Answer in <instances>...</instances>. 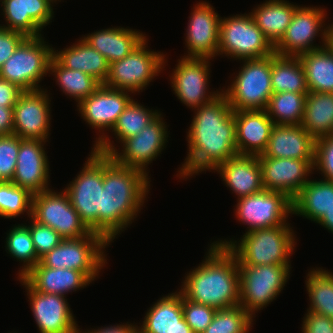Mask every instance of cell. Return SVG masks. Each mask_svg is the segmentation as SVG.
<instances>
[{
	"label": "cell",
	"mask_w": 333,
	"mask_h": 333,
	"mask_svg": "<svg viewBox=\"0 0 333 333\" xmlns=\"http://www.w3.org/2000/svg\"><path fill=\"white\" fill-rule=\"evenodd\" d=\"M187 141L188 154L176 175L183 180L202 171H213L238 155L234 111L222 93L210 103L194 109Z\"/></svg>",
	"instance_id": "6da1fadb"
},
{
	"label": "cell",
	"mask_w": 333,
	"mask_h": 333,
	"mask_svg": "<svg viewBox=\"0 0 333 333\" xmlns=\"http://www.w3.org/2000/svg\"><path fill=\"white\" fill-rule=\"evenodd\" d=\"M145 172L116 163L103 154V190L98 213V233L110 243L138 217L149 194ZM147 196V197H146Z\"/></svg>",
	"instance_id": "7a4b0ae2"
},
{
	"label": "cell",
	"mask_w": 333,
	"mask_h": 333,
	"mask_svg": "<svg viewBox=\"0 0 333 333\" xmlns=\"http://www.w3.org/2000/svg\"><path fill=\"white\" fill-rule=\"evenodd\" d=\"M205 259L189 273L178 289L187 299L217 310L239 305L240 275L236 256L211 243Z\"/></svg>",
	"instance_id": "3957f363"
},
{
	"label": "cell",
	"mask_w": 333,
	"mask_h": 333,
	"mask_svg": "<svg viewBox=\"0 0 333 333\" xmlns=\"http://www.w3.org/2000/svg\"><path fill=\"white\" fill-rule=\"evenodd\" d=\"M294 234L287 222L245 232L239 241L224 239L213 243L227 247L236 256L238 265H291L290 256L297 244Z\"/></svg>",
	"instance_id": "277c9868"
},
{
	"label": "cell",
	"mask_w": 333,
	"mask_h": 333,
	"mask_svg": "<svg viewBox=\"0 0 333 333\" xmlns=\"http://www.w3.org/2000/svg\"><path fill=\"white\" fill-rule=\"evenodd\" d=\"M231 85L221 89L233 111L265 110L273 94L271 82L272 55L242 60Z\"/></svg>",
	"instance_id": "5b68a950"
},
{
	"label": "cell",
	"mask_w": 333,
	"mask_h": 333,
	"mask_svg": "<svg viewBox=\"0 0 333 333\" xmlns=\"http://www.w3.org/2000/svg\"><path fill=\"white\" fill-rule=\"evenodd\" d=\"M110 242L101 234L91 231L79 238L63 239L58 246L40 259L48 268H68L83 272L94 282L107 264L104 249Z\"/></svg>",
	"instance_id": "8992f818"
},
{
	"label": "cell",
	"mask_w": 333,
	"mask_h": 333,
	"mask_svg": "<svg viewBox=\"0 0 333 333\" xmlns=\"http://www.w3.org/2000/svg\"><path fill=\"white\" fill-rule=\"evenodd\" d=\"M274 54V46L256 25L251 13L221 17L217 56L251 60Z\"/></svg>",
	"instance_id": "52a82bcc"
},
{
	"label": "cell",
	"mask_w": 333,
	"mask_h": 333,
	"mask_svg": "<svg viewBox=\"0 0 333 333\" xmlns=\"http://www.w3.org/2000/svg\"><path fill=\"white\" fill-rule=\"evenodd\" d=\"M44 40L43 35L26 37L1 67L0 78L17 85L23 91L43 89L39 83L49 73L54 49Z\"/></svg>",
	"instance_id": "ba28073f"
},
{
	"label": "cell",
	"mask_w": 333,
	"mask_h": 333,
	"mask_svg": "<svg viewBox=\"0 0 333 333\" xmlns=\"http://www.w3.org/2000/svg\"><path fill=\"white\" fill-rule=\"evenodd\" d=\"M147 37L123 59L109 64L106 87L140 93L163 71L167 63L161 51L149 50ZM166 60V61H165Z\"/></svg>",
	"instance_id": "9c48e42d"
},
{
	"label": "cell",
	"mask_w": 333,
	"mask_h": 333,
	"mask_svg": "<svg viewBox=\"0 0 333 333\" xmlns=\"http://www.w3.org/2000/svg\"><path fill=\"white\" fill-rule=\"evenodd\" d=\"M129 92L112 89L102 84L77 105L83 120L92 129H97L100 132L99 137L94 141L93 149L95 151L109 155L116 149L114 141L111 142L110 137L103 132L113 129L120 114L133 99Z\"/></svg>",
	"instance_id": "30bf717a"
},
{
	"label": "cell",
	"mask_w": 333,
	"mask_h": 333,
	"mask_svg": "<svg viewBox=\"0 0 333 333\" xmlns=\"http://www.w3.org/2000/svg\"><path fill=\"white\" fill-rule=\"evenodd\" d=\"M240 275L239 305L253 318L276 300L290 278L291 265H238Z\"/></svg>",
	"instance_id": "8fae6325"
},
{
	"label": "cell",
	"mask_w": 333,
	"mask_h": 333,
	"mask_svg": "<svg viewBox=\"0 0 333 333\" xmlns=\"http://www.w3.org/2000/svg\"><path fill=\"white\" fill-rule=\"evenodd\" d=\"M84 167L63 190L81 221L93 232L98 233V213L101 211L103 190V154L93 148Z\"/></svg>",
	"instance_id": "7c38bea8"
},
{
	"label": "cell",
	"mask_w": 333,
	"mask_h": 333,
	"mask_svg": "<svg viewBox=\"0 0 333 333\" xmlns=\"http://www.w3.org/2000/svg\"><path fill=\"white\" fill-rule=\"evenodd\" d=\"M326 10L318 6H298L285 34L274 46V53L281 56H299L320 49L329 43L330 25L326 24ZM320 31V32H319ZM321 36L322 45L314 44Z\"/></svg>",
	"instance_id": "4fadbf2b"
},
{
	"label": "cell",
	"mask_w": 333,
	"mask_h": 333,
	"mask_svg": "<svg viewBox=\"0 0 333 333\" xmlns=\"http://www.w3.org/2000/svg\"><path fill=\"white\" fill-rule=\"evenodd\" d=\"M35 221L55 230L63 239L79 238L91 231L81 221L67 193L49 189L32 196V216Z\"/></svg>",
	"instance_id": "5bb4252c"
},
{
	"label": "cell",
	"mask_w": 333,
	"mask_h": 333,
	"mask_svg": "<svg viewBox=\"0 0 333 333\" xmlns=\"http://www.w3.org/2000/svg\"><path fill=\"white\" fill-rule=\"evenodd\" d=\"M235 216L249 226L247 231L286 224L292 215V200L284 193L263 189L253 195L237 198Z\"/></svg>",
	"instance_id": "9a60e30c"
},
{
	"label": "cell",
	"mask_w": 333,
	"mask_h": 333,
	"mask_svg": "<svg viewBox=\"0 0 333 333\" xmlns=\"http://www.w3.org/2000/svg\"><path fill=\"white\" fill-rule=\"evenodd\" d=\"M211 60L180 57L173 68L170 76L172 91L182 104L192 110L210 103L222 93L221 87L219 91L209 92Z\"/></svg>",
	"instance_id": "2e32d148"
},
{
	"label": "cell",
	"mask_w": 333,
	"mask_h": 333,
	"mask_svg": "<svg viewBox=\"0 0 333 333\" xmlns=\"http://www.w3.org/2000/svg\"><path fill=\"white\" fill-rule=\"evenodd\" d=\"M160 113L136 136L121 142L122 149H114L109 156L118 164L139 169L146 174L151 164L166 148L168 128Z\"/></svg>",
	"instance_id": "e0dca14e"
},
{
	"label": "cell",
	"mask_w": 333,
	"mask_h": 333,
	"mask_svg": "<svg viewBox=\"0 0 333 333\" xmlns=\"http://www.w3.org/2000/svg\"><path fill=\"white\" fill-rule=\"evenodd\" d=\"M47 89L24 91L13 107V134L21 139L48 141L51 102Z\"/></svg>",
	"instance_id": "ac0fdd59"
},
{
	"label": "cell",
	"mask_w": 333,
	"mask_h": 333,
	"mask_svg": "<svg viewBox=\"0 0 333 333\" xmlns=\"http://www.w3.org/2000/svg\"><path fill=\"white\" fill-rule=\"evenodd\" d=\"M27 290L31 311L40 333H79L77 321L65 296L34 290L18 278Z\"/></svg>",
	"instance_id": "d6986e66"
},
{
	"label": "cell",
	"mask_w": 333,
	"mask_h": 333,
	"mask_svg": "<svg viewBox=\"0 0 333 333\" xmlns=\"http://www.w3.org/2000/svg\"><path fill=\"white\" fill-rule=\"evenodd\" d=\"M192 9L185 34L188 54L182 57L215 58L219 48L221 16L206 1H200Z\"/></svg>",
	"instance_id": "ffe728a7"
},
{
	"label": "cell",
	"mask_w": 333,
	"mask_h": 333,
	"mask_svg": "<svg viewBox=\"0 0 333 333\" xmlns=\"http://www.w3.org/2000/svg\"><path fill=\"white\" fill-rule=\"evenodd\" d=\"M262 169L263 188L284 193L291 200L309 181L314 161L291 158L258 157ZM313 171V172H312Z\"/></svg>",
	"instance_id": "44dd1931"
},
{
	"label": "cell",
	"mask_w": 333,
	"mask_h": 333,
	"mask_svg": "<svg viewBox=\"0 0 333 333\" xmlns=\"http://www.w3.org/2000/svg\"><path fill=\"white\" fill-rule=\"evenodd\" d=\"M48 141L20 138V149L12 183L31 195L49 190V161L44 144Z\"/></svg>",
	"instance_id": "7402d4cb"
},
{
	"label": "cell",
	"mask_w": 333,
	"mask_h": 333,
	"mask_svg": "<svg viewBox=\"0 0 333 333\" xmlns=\"http://www.w3.org/2000/svg\"><path fill=\"white\" fill-rule=\"evenodd\" d=\"M6 25L0 27L23 33L26 37L41 36V30L52 22L56 0H0Z\"/></svg>",
	"instance_id": "603a6c76"
},
{
	"label": "cell",
	"mask_w": 333,
	"mask_h": 333,
	"mask_svg": "<svg viewBox=\"0 0 333 333\" xmlns=\"http://www.w3.org/2000/svg\"><path fill=\"white\" fill-rule=\"evenodd\" d=\"M258 157L315 160V139L301 125L275 124L266 150Z\"/></svg>",
	"instance_id": "cb8c5ba5"
},
{
	"label": "cell",
	"mask_w": 333,
	"mask_h": 333,
	"mask_svg": "<svg viewBox=\"0 0 333 333\" xmlns=\"http://www.w3.org/2000/svg\"><path fill=\"white\" fill-rule=\"evenodd\" d=\"M239 155H261L275 125L265 110L234 111Z\"/></svg>",
	"instance_id": "d4e9b609"
},
{
	"label": "cell",
	"mask_w": 333,
	"mask_h": 333,
	"mask_svg": "<svg viewBox=\"0 0 333 333\" xmlns=\"http://www.w3.org/2000/svg\"><path fill=\"white\" fill-rule=\"evenodd\" d=\"M214 171L218 172L227 188L238 198L253 195L262 191V169L256 155H236L219 164Z\"/></svg>",
	"instance_id": "484cf974"
},
{
	"label": "cell",
	"mask_w": 333,
	"mask_h": 333,
	"mask_svg": "<svg viewBox=\"0 0 333 333\" xmlns=\"http://www.w3.org/2000/svg\"><path fill=\"white\" fill-rule=\"evenodd\" d=\"M138 326L141 333H193L183 317L182 293H168L157 300L145 313Z\"/></svg>",
	"instance_id": "4316f807"
},
{
	"label": "cell",
	"mask_w": 333,
	"mask_h": 333,
	"mask_svg": "<svg viewBox=\"0 0 333 333\" xmlns=\"http://www.w3.org/2000/svg\"><path fill=\"white\" fill-rule=\"evenodd\" d=\"M22 278L38 292L62 296L83 289L92 283L81 271L68 268H48L41 262Z\"/></svg>",
	"instance_id": "83f0119b"
},
{
	"label": "cell",
	"mask_w": 333,
	"mask_h": 333,
	"mask_svg": "<svg viewBox=\"0 0 333 333\" xmlns=\"http://www.w3.org/2000/svg\"><path fill=\"white\" fill-rule=\"evenodd\" d=\"M145 35L136 29L117 26L85 34L82 38L110 64L129 55L146 38Z\"/></svg>",
	"instance_id": "f1b7e54d"
},
{
	"label": "cell",
	"mask_w": 333,
	"mask_h": 333,
	"mask_svg": "<svg viewBox=\"0 0 333 333\" xmlns=\"http://www.w3.org/2000/svg\"><path fill=\"white\" fill-rule=\"evenodd\" d=\"M79 39L75 44L63 48V50L53 49V56L65 68L89 74L104 84L109 74V63L82 37Z\"/></svg>",
	"instance_id": "f546056e"
},
{
	"label": "cell",
	"mask_w": 333,
	"mask_h": 333,
	"mask_svg": "<svg viewBox=\"0 0 333 333\" xmlns=\"http://www.w3.org/2000/svg\"><path fill=\"white\" fill-rule=\"evenodd\" d=\"M333 207V182L310 179L292 200V215L317 222Z\"/></svg>",
	"instance_id": "4dcf8cb0"
},
{
	"label": "cell",
	"mask_w": 333,
	"mask_h": 333,
	"mask_svg": "<svg viewBox=\"0 0 333 333\" xmlns=\"http://www.w3.org/2000/svg\"><path fill=\"white\" fill-rule=\"evenodd\" d=\"M298 5L287 0H266L251 15L264 36L275 46L286 32Z\"/></svg>",
	"instance_id": "1f68e13d"
},
{
	"label": "cell",
	"mask_w": 333,
	"mask_h": 333,
	"mask_svg": "<svg viewBox=\"0 0 333 333\" xmlns=\"http://www.w3.org/2000/svg\"><path fill=\"white\" fill-rule=\"evenodd\" d=\"M300 125L315 140L333 135V93L309 92Z\"/></svg>",
	"instance_id": "d6a6232c"
},
{
	"label": "cell",
	"mask_w": 333,
	"mask_h": 333,
	"mask_svg": "<svg viewBox=\"0 0 333 333\" xmlns=\"http://www.w3.org/2000/svg\"><path fill=\"white\" fill-rule=\"evenodd\" d=\"M309 92L333 93V48L327 44L298 56Z\"/></svg>",
	"instance_id": "836d02e7"
},
{
	"label": "cell",
	"mask_w": 333,
	"mask_h": 333,
	"mask_svg": "<svg viewBox=\"0 0 333 333\" xmlns=\"http://www.w3.org/2000/svg\"><path fill=\"white\" fill-rule=\"evenodd\" d=\"M271 82L273 93H309L304 69L298 56L272 54Z\"/></svg>",
	"instance_id": "e575fe53"
},
{
	"label": "cell",
	"mask_w": 333,
	"mask_h": 333,
	"mask_svg": "<svg viewBox=\"0 0 333 333\" xmlns=\"http://www.w3.org/2000/svg\"><path fill=\"white\" fill-rule=\"evenodd\" d=\"M49 73L55 76L60 90L74 98L77 105L102 85L89 74L65 68L54 56L50 60Z\"/></svg>",
	"instance_id": "d590c367"
},
{
	"label": "cell",
	"mask_w": 333,
	"mask_h": 333,
	"mask_svg": "<svg viewBox=\"0 0 333 333\" xmlns=\"http://www.w3.org/2000/svg\"><path fill=\"white\" fill-rule=\"evenodd\" d=\"M305 283L310 300L307 311L333 320V273L320 267L310 269Z\"/></svg>",
	"instance_id": "8d00e7d4"
},
{
	"label": "cell",
	"mask_w": 333,
	"mask_h": 333,
	"mask_svg": "<svg viewBox=\"0 0 333 333\" xmlns=\"http://www.w3.org/2000/svg\"><path fill=\"white\" fill-rule=\"evenodd\" d=\"M308 93H273L265 109L274 124L300 125Z\"/></svg>",
	"instance_id": "74e56055"
},
{
	"label": "cell",
	"mask_w": 333,
	"mask_h": 333,
	"mask_svg": "<svg viewBox=\"0 0 333 333\" xmlns=\"http://www.w3.org/2000/svg\"><path fill=\"white\" fill-rule=\"evenodd\" d=\"M5 248L6 252L10 254L9 256L23 262L22 268H19L21 270L16 274L18 278L24 277L40 262L35 252L30 229L27 224H15L14 227L9 229Z\"/></svg>",
	"instance_id": "f35d334b"
},
{
	"label": "cell",
	"mask_w": 333,
	"mask_h": 333,
	"mask_svg": "<svg viewBox=\"0 0 333 333\" xmlns=\"http://www.w3.org/2000/svg\"><path fill=\"white\" fill-rule=\"evenodd\" d=\"M160 113L156 109L149 110L132 99L120 114L111 132L121 143L123 140L140 133Z\"/></svg>",
	"instance_id": "ab89813d"
},
{
	"label": "cell",
	"mask_w": 333,
	"mask_h": 333,
	"mask_svg": "<svg viewBox=\"0 0 333 333\" xmlns=\"http://www.w3.org/2000/svg\"><path fill=\"white\" fill-rule=\"evenodd\" d=\"M253 317L240 305L219 309L202 333H249Z\"/></svg>",
	"instance_id": "60d3db41"
},
{
	"label": "cell",
	"mask_w": 333,
	"mask_h": 333,
	"mask_svg": "<svg viewBox=\"0 0 333 333\" xmlns=\"http://www.w3.org/2000/svg\"><path fill=\"white\" fill-rule=\"evenodd\" d=\"M32 196L12 182H0V217L15 218L25 212L32 216Z\"/></svg>",
	"instance_id": "b9f144b4"
},
{
	"label": "cell",
	"mask_w": 333,
	"mask_h": 333,
	"mask_svg": "<svg viewBox=\"0 0 333 333\" xmlns=\"http://www.w3.org/2000/svg\"><path fill=\"white\" fill-rule=\"evenodd\" d=\"M183 317L193 333H202L212 322L217 309L193 302L182 294Z\"/></svg>",
	"instance_id": "7bdbcfd3"
},
{
	"label": "cell",
	"mask_w": 333,
	"mask_h": 333,
	"mask_svg": "<svg viewBox=\"0 0 333 333\" xmlns=\"http://www.w3.org/2000/svg\"><path fill=\"white\" fill-rule=\"evenodd\" d=\"M20 149V138L15 135L0 136V182H11Z\"/></svg>",
	"instance_id": "ee69618b"
},
{
	"label": "cell",
	"mask_w": 333,
	"mask_h": 333,
	"mask_svg": "<svg viewBox=\"0 0 333 333\" xmlns=\"http://www.w3.org/2000/svg\"><path fill=\"white\" fill-rule=\"evenodd\" d=\"M30 229L33 245L37 257L41 259L60 244L63 238L51 227L42 225L30 217Z\"/></svg>",
	"instance_id": "f6af8a7d"
},
{
	"label": "cell",
	"mask_w": 333,
	"mask_h": 333,
	"mask_svg": "<svg viewBox=\"0 0 333 333\" xmlns=\"http://www.w3.org/2000/svg\"><path fill=\"white\" fill-rule=\"evenodd\" d=\"M314 170L320 171L323 180L333 182V135L315 140Z\"/></svg>",
	"instance_id": "bcb514c9"
},
{
	"label": "cell",
	"mask_w": 333,
	"mask_h": 333,
	"mask_svg": "<svg viewBox=\"0 0 333 333\" xmlns=\"http://www.w3.org/2000/svg\"><path fill=\"white\" fill-rule=\"evenodd\" d=\"M25 38L21 32L0 27V69Z\"/></svg>",
	"instance_id": "7dc6e473"
},
{
	"label": "cell",
	"mask_w": 333,
	"mask_h": 333,
	"mask_svg": "<svg viewBox=\"0 0 333 333\" xmlns=\"http://www.w3.org/2000/svg\"><path fill=\"white\" fill-rule=\"evenodd\" d=\"M302 323V333H333V320L307 311Z\"/></svg>",
	"instance_id": "c3c4849f"
},
{
	"label": "cell",
	"mask_w": 333,
	"mask_h": 333,
	"mask_svg": "<svg viewBox=\"0 0 333 333\" xmlns=\"http://www.w3.org/2000/svg\"><path fill=\"white\" fill-rule=\"evenodd\" d=\"M23 92L17 85L0 78V106L14 107Z\"/></svg>",
	"instance_id": "681fc988"
},
{
	"label": "cell",
	"mask_w": 333,
	"mask_h": 333,
	"mask_svg": "<svg viewBox=\"0 0 333 333\" xmlns=\"http://www.w3.org/2000/svg\"><path fill=\"white\" fill-rule=\"evenodd\" d=\"M137 323H123V324H117V325H109V326H104V327H100L98 329H92V330H88L87 332L83 331L82 329L79 330V333H135L138 330V325H136ZM83 331V332H81Z\"/></svg>",
	"instance_id": "f907efd6"
},
{
	"label": "cell",
	"mask_w": 333,
	"mask_h": 333,
	"mask_svg": "<svg viewBox=\"0 0 333 333\" xmlns=\"http://www.w3.org/2000/svg\"><path fill=\"white\" fill-rule=\"evenodd\" d=\"M13 128V107L0 106V136L12 135Z\"/></svg>",
	"instance_id": "816d5d0a"
},
{
	"label": "cell",
	"mask_w": 333,
	"mask_h": 333,
	"mask_svg": "<svg viewBox=\"0 0 333 333\" xmlns=\"http://www.w3.org/2000/svg\"><path fill=\"white\" fill-rule=\"evenodd\" d=\"M329 232L333 233V207L316 222Z\"/></svg>",
	"instance_id": "f5cc1de1"
},
{
	"label": "cell",
	"mask_w": 333,
	"mask_h": 333,
	"mask_svg": "<svg viewBox=\"0 0 333 333\" xmlns=\"http://www.w3.org/2000/svg\"><path fill=\"white\" fill-rule=\"evenodd\" d=\"M330 24V31H329V45L333 48V22Z\"/></svg>",
	"instance_id": "db71d44e"
}]
</instances>
